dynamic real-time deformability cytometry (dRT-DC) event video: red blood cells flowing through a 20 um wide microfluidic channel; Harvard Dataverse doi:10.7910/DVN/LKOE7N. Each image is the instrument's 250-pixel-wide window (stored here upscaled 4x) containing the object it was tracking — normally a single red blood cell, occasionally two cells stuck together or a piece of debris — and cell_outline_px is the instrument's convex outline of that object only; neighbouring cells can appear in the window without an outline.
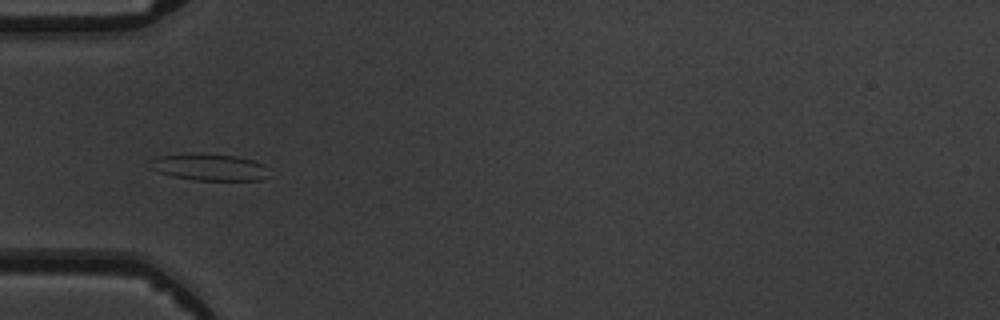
{"species": "common noctule bat (a hibernating species)", "species_latin": "Nyctalus noctula", "temperature_condition": "warm", "stored_images_in_passage": 8, "camera_frame_rate_fps": 3000, "um_per_image_px": 0.085, "animal": {"sex": "male", "body_mass_g": 19.5, "forearm_length_mm": 54.6}, "frame": {"image": 1, "passage_image": 5, "time_ms": 4.667, "image_size_px": [1000, 320], "cell_outline_px": [[268, 176], [260, 180], [196, 180], [172, 176], [160, 172], [152, 168], [148, 160], [156, 156], [192, 152], [200, 152], [236, 156], [252, 160], [264, 164]], "centroid_in_image_um": [17.75, 14.18], "position_along_channel_um": 67.3, "area_um2": 18.79}}
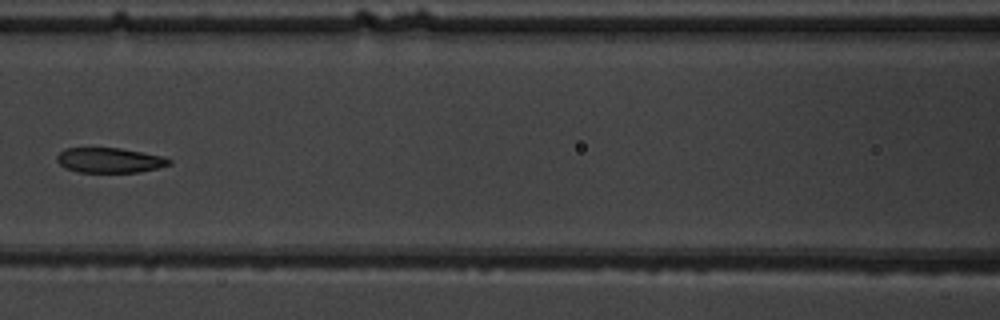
{"frame": {"image": 2, "passage_image": 7, "time_ms": 7.0, "image_size_px": [1000, 320], "cell_outline_px": [[172, 164], [140, 172], [80, 172], [64, 168], [56, 160], [56, 156], [64, 148], [120, 148], [164, 156], [172, 160]], "centroid_in_image_um": [9.32, 13.62], "position_along_channel_um": 157.3, "area_um2": 16.42}}
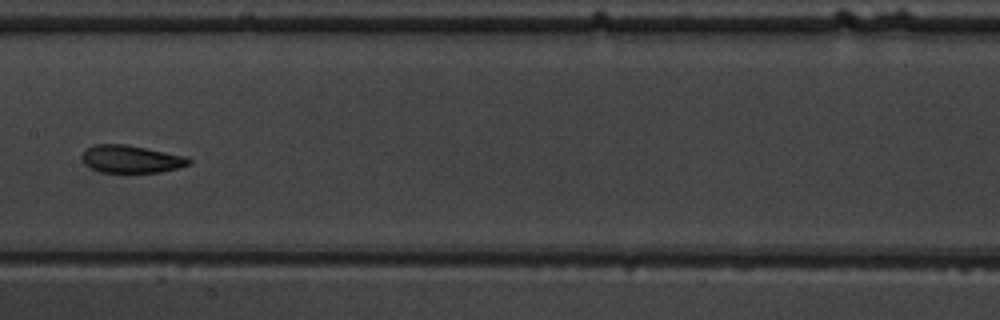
{"frame": {"image": 3, "passage_image": 8, "time_ms": 8.0, "image_size_px": [1000, 320], "cell_outline_px": [[192, 164], [160, 172], [100, 172], [84, 164], [80, 156], [92, 144], [124, 144], [188, 156], [192, 160]], "centroid_in_image_um": [11.16, 13.52], "position_along_channel_um": 196.2, "area_um2": 17.22}}